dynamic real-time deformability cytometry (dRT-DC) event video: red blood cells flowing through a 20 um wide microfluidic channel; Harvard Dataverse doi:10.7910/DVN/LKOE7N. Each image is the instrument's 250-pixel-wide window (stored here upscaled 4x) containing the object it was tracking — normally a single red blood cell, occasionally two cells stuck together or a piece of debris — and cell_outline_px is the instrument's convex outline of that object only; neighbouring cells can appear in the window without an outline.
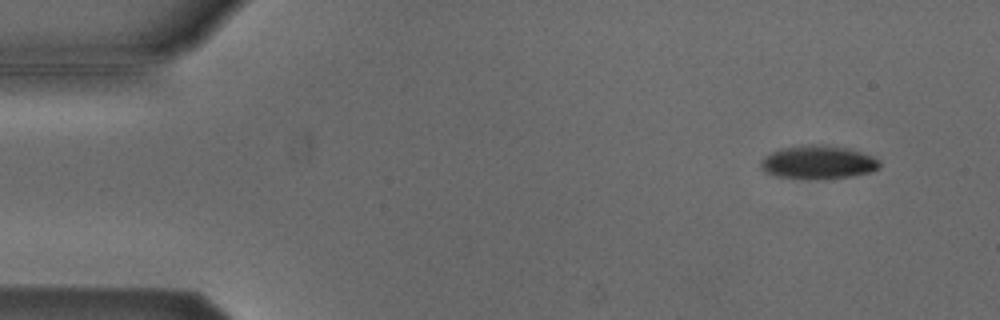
{"species": "Egyptian fruit bat (a non-hibernating species)", "species_latin": "Rousettus aegyptiacus", "temperature_condition": "cold", "stored_images_in_passage": 49, "camera_frame_rate_fps": 3000, "um_per_image_px": 0.085, "animal": {"sex": "male"}, "frame": {"image": 1, "passage_image": 1, "time_ms": 0.0, "image_size_px": [1000, 320], "cell_outline_px": [[880, 168], [872, 172], [852, 176], [828, 180], [820, 180], [776, 176], [764, 172], [760, 168], [760, 160], [764, 156], [780, 148], [808, 144], [824, 144], [848, 148], [872, 156], [880, 160]], "centroid_in_image_um": [69.54, 13.8], "position_along_channel_um": 15.5, "area_um2": 23.7}}
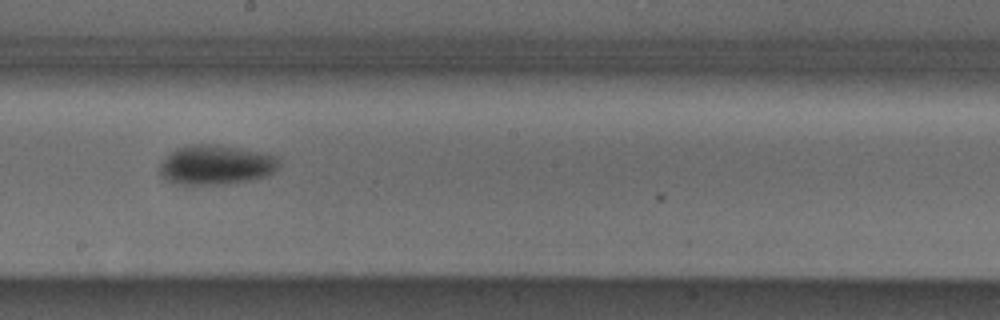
{"frame": {"image": 2, "passage_image": 26, "time_ms": 8.333, "image_size_px": [1000, 320], "cell_outline_px": [[280, 164], [268, 176], [228, 184], [176, 184], [164, 180], [160, 172], [160, 164], [168, 152], [176, 148], [192, 144], [216, 144], [240, 148], [276, 156], [280, 160]], "centroid_in_image_um": [18.31, 14.01], "position_along_channel_um": 229.9, "area_um2": 27.69}}
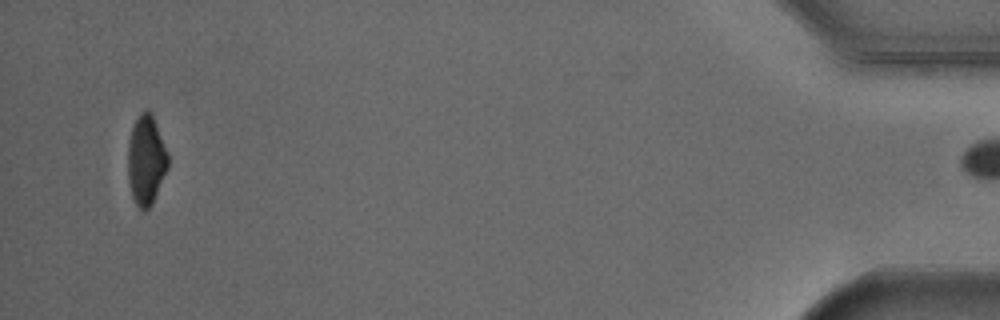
{"frame": {"image": 3, "passage_image": 48, "time_ms": 15.667, "image_size_px": [1000, 320], "cell_outline_px": [[168, 168], [152, 204], [144, 212], [136, 204], [132, 196], [128, 180], [128, 144], [132, 128], [136, 116], [144, 108], [148, 108], [152, 112], [168, 152]], "centroid_in_image_um": [12.42, 13.56], "position_along_channel_um": 422.8, "area_um2": 21.27}, "authors_computed_cell_mechanics": {"area_um2": 25.0274, "velocity_mm_per_s": 3.8256, "shape_relaxation_time_tau1_ms": 2.5894, "shape_relaxation_time_tau2_ms": null, "deformation_change_tau1": 0.1074, "deformation_change_tau2": null}}